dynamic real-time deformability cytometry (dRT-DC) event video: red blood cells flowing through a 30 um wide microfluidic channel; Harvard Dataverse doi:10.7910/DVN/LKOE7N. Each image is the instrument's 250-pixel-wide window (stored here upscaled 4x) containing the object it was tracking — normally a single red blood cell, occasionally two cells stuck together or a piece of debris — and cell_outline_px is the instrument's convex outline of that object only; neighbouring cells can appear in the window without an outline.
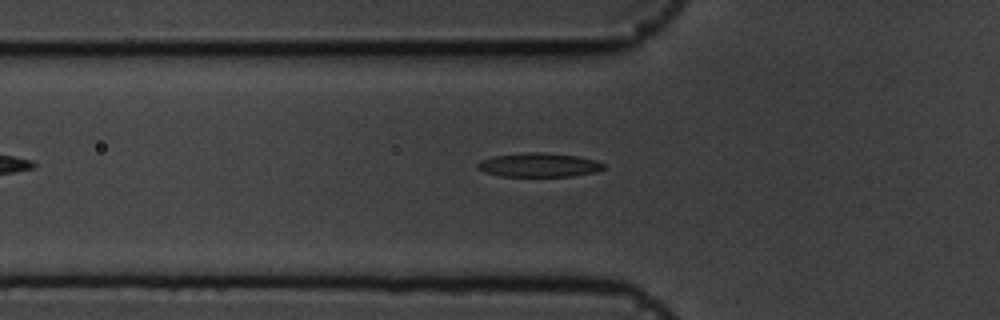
{"species": "common noctule bat (a hibernating species)", "species_latin": "Nyctalus noctula", "temperature_condition": "cold", "stored_images_in_passage": 38, "camera_frame_rate_fps": 3000, "um_per_image_px": 0.085, "animal": {"sex": "male", "body_mass_g": 19.5, "forearm_length_mm": 54.6}, "frame": {"image": 1, "passage_image": 6, "time_ms": 1.667, "image_size_px": [1000, 320], "cell_outline_px": [[604, 168], [596, 172], [572, 176], [500, 176], [484, 172], [476, 168], [476, 164], [480, 160], [492, 156], [528, 152], [544, 152], [576, 156], [596, 160], [604, 164]], "centroid_in_image_um": [45.77, 14.02], "position_along_channel_um": 80.0, "area_um2": 17.69}}
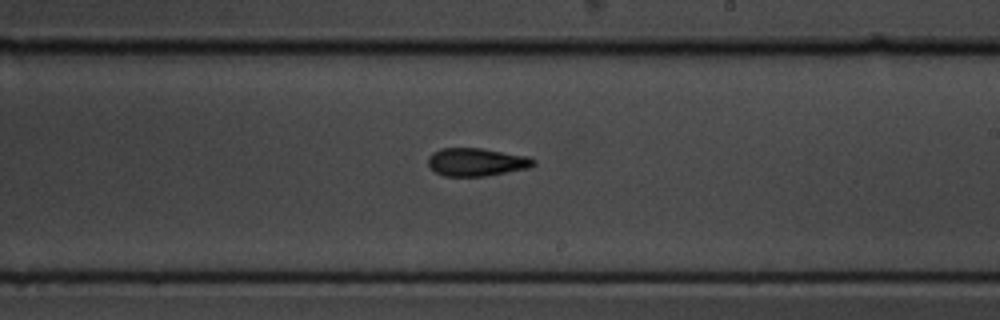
{"frame": {"image": 2, "passage_image": 20, "time_ms": 6.333, "image_size_px": [1000, 320], "cell_outline_px": [[536, 164], [528, 168], [484, 176], [444, 176], [436, 172], [428, 164], [428, 156], [432, 152], [440, 148], [480, 148], [528, 156], [536, 160]], "centroid_in_image_um": [40.49, 13.76], "position_along_channel_um": 248.5, "area_um2": 17.17}}
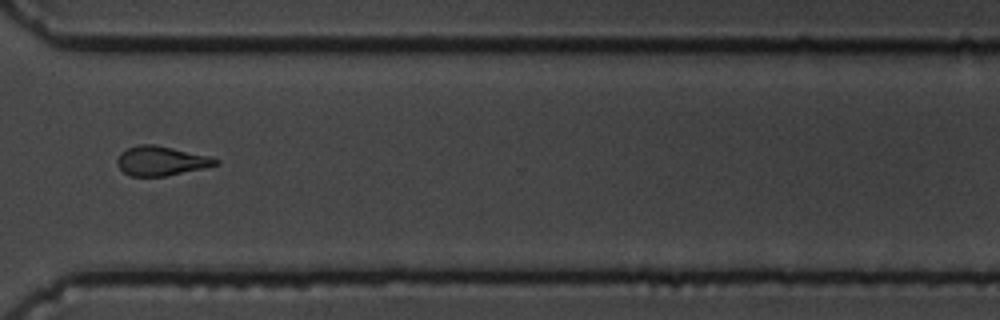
{"frame": {"image": 3, "passage_image": 29, "time_ms": 9.333, "image_size_px": [1000, 320], "cell_outline_px": [[220, 164], [204, 168], [168, 176], [132, 176], [124, 172], [120, 168], [116, 160], [120, 152], [128, 148], [140, 144], [152, 144], [172, 148], [208, 156], [220, 160]], "centroid_in_image_um": [13.7, 13.68], "position_along_channel_um": 356.9, "area_um2": 16.76}, "authors_computed_cell_mechanics": {"area_um2": 17.1088, "velocity_mm_per_s": 3.6061, "shape_relaxation_time_tau1_ms": 5.0342, "shape_relaxation_time_tau2_ms": 3.4902, "deformation_change_tau1": 0.1643, "deformation_change_tau2": 0.1066}}